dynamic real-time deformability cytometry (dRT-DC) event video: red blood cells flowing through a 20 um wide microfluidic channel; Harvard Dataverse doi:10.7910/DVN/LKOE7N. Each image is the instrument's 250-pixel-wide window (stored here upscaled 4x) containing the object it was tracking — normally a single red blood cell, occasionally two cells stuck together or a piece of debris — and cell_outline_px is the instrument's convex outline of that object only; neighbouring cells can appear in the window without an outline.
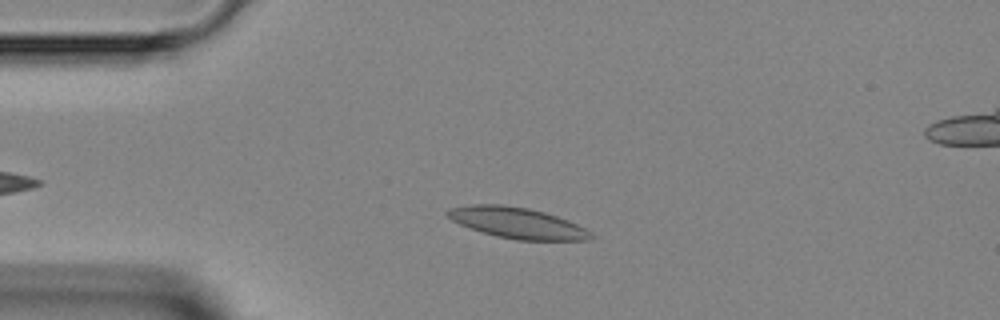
{"species": "Egyptian fruit bat (a non-hibernating species)", "species_latin": "Rousettus aegyptiacus", "temperature_condition": "room temperature", "stored_images_in_passage": 40, "camera_frame_rate_fps": 3000, "um_per_image_px": 0.085, "animal": {"sex": "female"}, "frame": {"image": 1, "passage_image": 10, "time_ms": 3.0, "image_size_px": [1000, 320], "cell_outline_px": [[596, 236], [592, 240], [516, 240], [496, 236], [460, 224], [452, 220], [444, 212], [448, 208], [468, 204], [504, 204], [528, 208], [544, 212], [568, 220], [592, 232]], "centroid_in_image_um": [43.97, 18.94], "position_along_channel_um": 41.0, "area_um2": 25.89}}
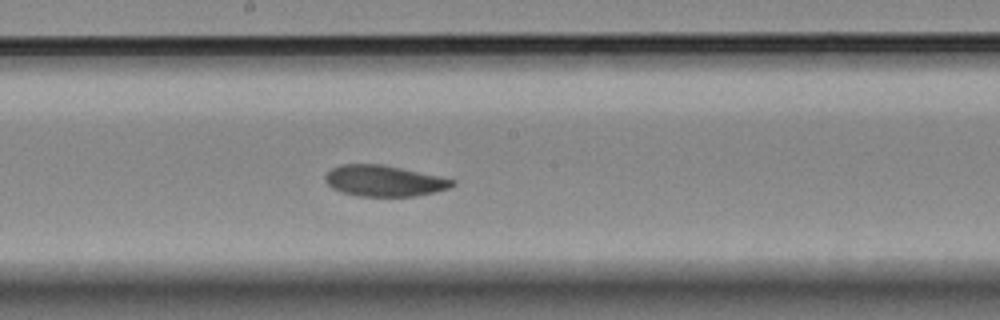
{"frame": {"image": 2, "passage_image": 24, "time_ms": 7.667, "image_size_px": [1000, 320], "cell_outline_px": [[456, 184], [448, 188], [416, 196], [356, 196], [340, 192], [332, 188], [324, 180], [324, 176], [332, 168], [340, 164], [384, 164], [440, 176], [456, 180]], "centroid_in_image_um": [32.63, 15.36], "position_along_channel_um": 215.6, "area_um2": 23.12}}
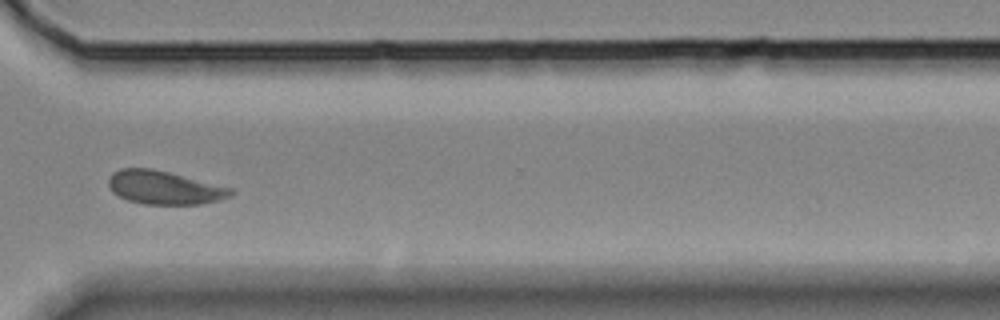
{"frame": {"image": 3, "passage_image": 34, "time_ms": 11.0, "image_size_px": [1000, 320], "cell_outline_px": [[236, 192], [232, 196], [220, 200], [200, 204], [144, 204], [128, 200], [112, 192], [108, 184], [108, 180], [112, 172], [120, 168], [152, 168], [236, 188]], "centroid_in_image_um": [14.03, 15.94], "position_along_channel_um": 356.6, "area_um2": 24.16}}